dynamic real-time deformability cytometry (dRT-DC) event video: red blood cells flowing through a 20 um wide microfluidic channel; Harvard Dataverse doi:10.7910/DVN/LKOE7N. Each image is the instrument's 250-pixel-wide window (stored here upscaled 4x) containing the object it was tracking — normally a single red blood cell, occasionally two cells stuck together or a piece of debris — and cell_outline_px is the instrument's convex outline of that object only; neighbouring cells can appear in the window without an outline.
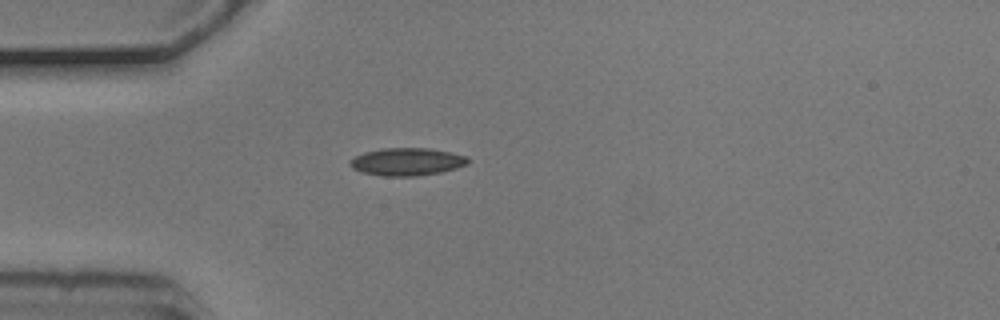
{"species": "common noctule bat (a hibernating species)", "species_latin": "Nyctalus noctula", "temperature_condition": "cold", "stored_images_in_passage": 5, "camera_frame_rate_fps": 3000, "um_per_image_px": 0.085, "animal": {"sex": "male", "body_mass_g": 20.5, "forearm_length_mm": 52.5}, "frame": {"image": 1, "passage_image": 4, "time_ms": 1.0, "image_size_px": [1000, 320], "cell_outline_px": [[472, 160], [468, 164], [456, 168], [440, 172], [416, 176], [384, 176], [364, 172], [352, 168], [348, 164], [356, 156], [364, 152], [384, 148], [432, 148], [452, 152], [468, 156]], "centroid_in_image_um": [34.66, 13.74], "position_along_channel_um": 50.3, "area_um2": 19.07}}